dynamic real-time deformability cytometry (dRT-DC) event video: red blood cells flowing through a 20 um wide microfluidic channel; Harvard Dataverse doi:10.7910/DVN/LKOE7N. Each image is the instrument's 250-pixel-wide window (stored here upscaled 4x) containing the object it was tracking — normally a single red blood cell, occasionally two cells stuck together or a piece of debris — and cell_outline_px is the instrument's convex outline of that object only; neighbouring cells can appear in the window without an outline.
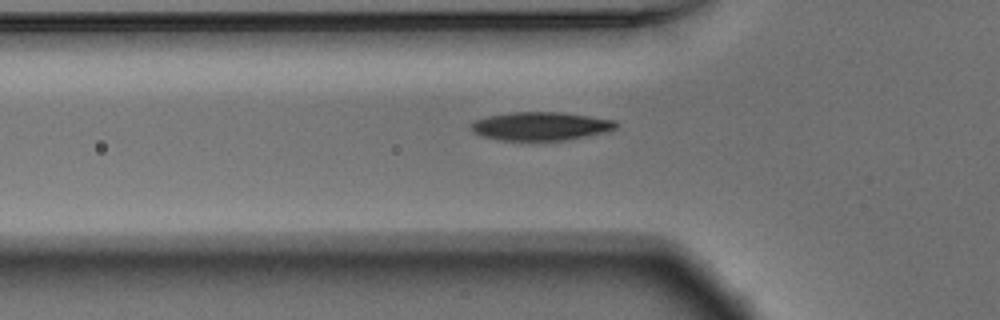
{"species": "Egyptian fruit bat (a non-hibernating species)", "species_latin": "Rousettus aegyptiacus", "temperature_condition": "warm", "stored_images_in_passage": 40, "camera_frame_rate_fps": 3000, "um_per_image_px": 0.085, "animal": {"sex": "male"}, "frame": {"image": 1, "passage_image": 9, "time_ms": 2.667, "image_size_px": [1000, 320], "cell_outline_px": [[616, 128], [604, 132], [564, 140], [500, 140], [480, 136], [472, 132], [468, 128], [476, 120], [488, 116], [512, 112], [560, 112], [616, 120]], "centroid_in_image_um": [45.9, 10.72], "position_along_channel_um": 79.9, "area_um2": 23.81}}
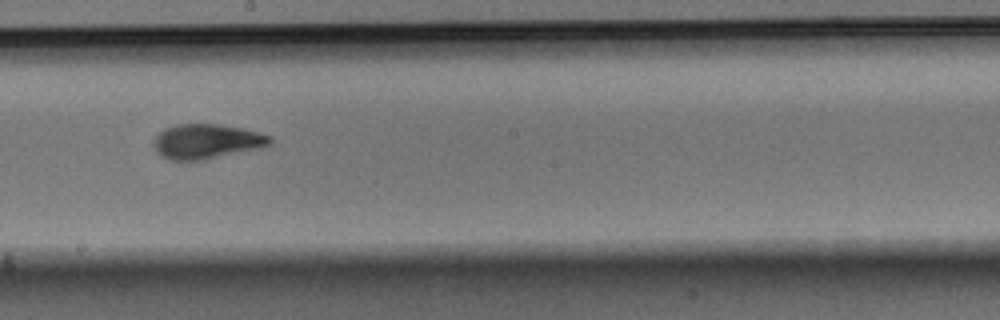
{"frame": {"image": 2, "passage_image": 21, "time_ms": 6.667, "image_size_px": [1000, 320], "cell_outline_px": [[272, 144], [260, 148], [200, 160], [168, 160], [156, 152], [152, 144], [152, 140], [164, 128], [176, 124], [220, 124], [240, 128], [272, 136]], "centroid_in_image_um": [17.52, 12.01], "position_along_channel_um": 230.7, "area_um2": 23.52}}
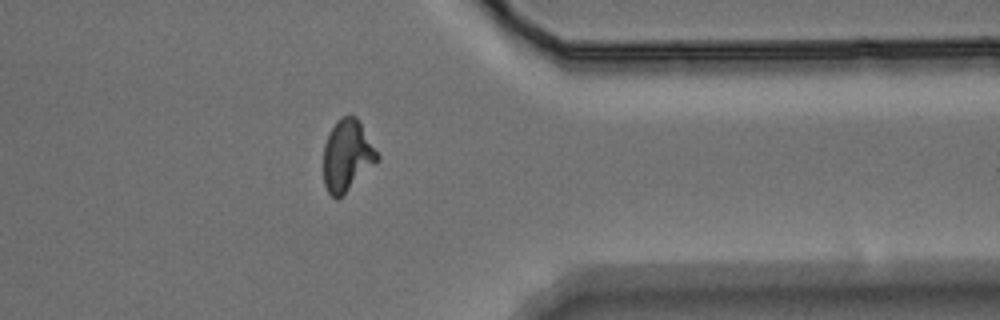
{"frame": {"image": 3, "passage_image": 34, "time_ms": 11.0, "image_size_px": [1000, 320], "cell_outline_px": [[380, 160], [336, 200], [328, 192], [324, 184], [324, 144], [336, 120], [340, 116], [356, 116], [360, 120], [380, 156]], "centroid_in_image_um": [29.53, 13.19], "position_along_channel_um": 381.9, "area_um2": 22.37}, "authors_computed_cell_mechanics": {"area_um2": 23.3223, "velocity_mm_per_s": 3.7365, "shape_relaxation_time_tau1_ms": 3.3275, "shape_relaxation_time_tau2_ms": 1.5994, "deformation_change_tau1": 0.1543, "deformation_change_tau2": 0.0714}}